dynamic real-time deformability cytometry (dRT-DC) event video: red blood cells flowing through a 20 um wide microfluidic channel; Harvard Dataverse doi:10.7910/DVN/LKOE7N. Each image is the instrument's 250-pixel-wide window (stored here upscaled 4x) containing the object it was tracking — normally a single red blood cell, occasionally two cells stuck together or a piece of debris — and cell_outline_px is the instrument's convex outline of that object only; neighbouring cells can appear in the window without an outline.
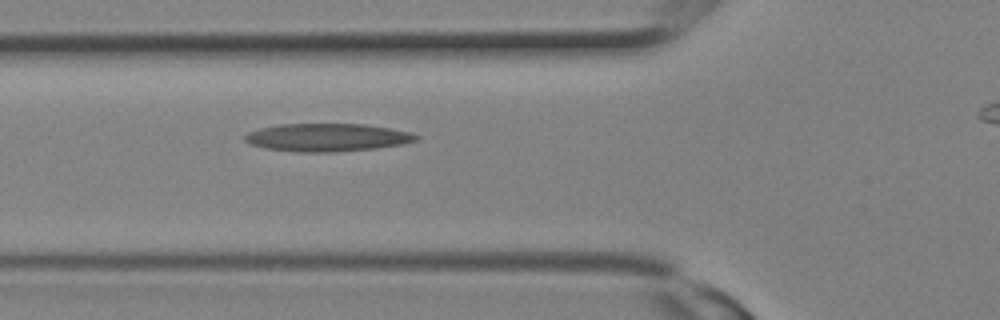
{"species": "Egyptian fruit bat (a non-hibernating species)", "species_latin": "Rousettus aegyptiacus", "temperature_condition": "room temperature", "stored_images_in_passage": 10, "camera_frame_rate_fps": 3000, "um_per_image_px": 0.085, "animal": {"sex": "female"}, "frame": {"image": 1, "passage_image": 10, "time_ms": 3.0, "image_size_px": [1000, 320], "cell_outline_px": [[420, 136], [416, 140], [400, 144], [376, 148], [332, 152], [296, 152], [264, 148], [248, 144], [244, 140], [244, 136], [248, 132], [260, 128], [280, 124], [364, 124], [412, 132]], "centroid_in_image_um": [27.76, 11.68], "position_along_channel_um": 98.0, "area_um2": 27.86}}